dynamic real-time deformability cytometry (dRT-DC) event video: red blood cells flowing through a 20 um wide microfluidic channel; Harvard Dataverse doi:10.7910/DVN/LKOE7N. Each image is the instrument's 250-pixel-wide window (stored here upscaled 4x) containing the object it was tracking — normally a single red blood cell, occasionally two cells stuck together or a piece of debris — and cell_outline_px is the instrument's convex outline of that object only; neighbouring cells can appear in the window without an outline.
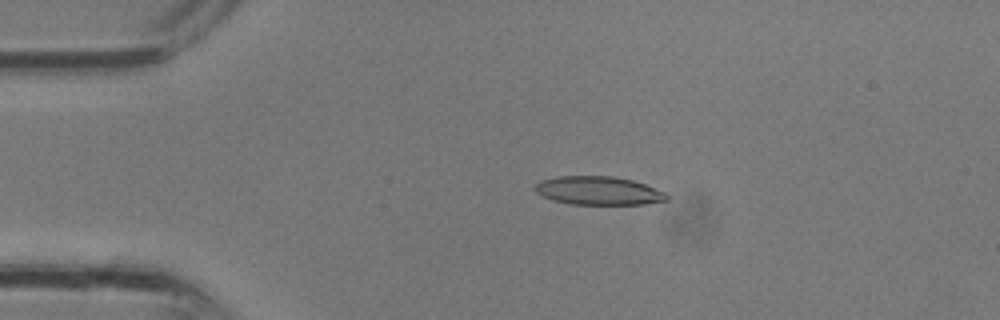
{"species": "common noctule bat (a hibernating species)", "species_latin": "Nyctalus noctula", "temperature_condition": "room temperature", "stored_images_in_passage": 10, "camera_frame_rate_fps": 3000, "um_per_image_px": 0.085, "animal": {"sex": "male", "body_mass_g": 13.3}, "frame": {"image": 1, "passage_image": 5, "time_ms": 1.333, "image_size_px": [1000, 320], "cell_outline_px": [[668, 200], [644, 204], [568, 204], [552, 200], [536, 192], [532, 188], [540, 180], [560, 176], [612, 176], [632, 180], [644, 184], [664, 192], [668, 196]], "centroid_in_image_um": [50.83, 16.21], "position_along_channel_um": 34.2, "area_um2": 21.79}}
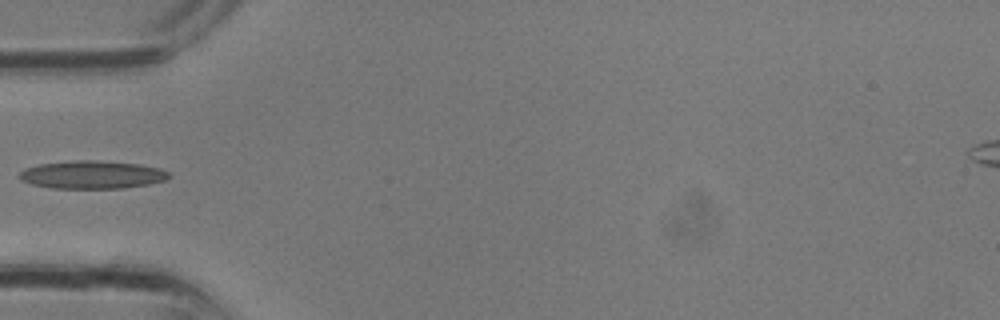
{"frame": {"image": 2, "passage_image": 9, "time_ms": 2.667, "image_size_px": [1000, 320], "cell_outline_px": [[172, 176], [164, 180], [148, 184], [124, 188], [52, 188], [32, 184], [20, 180], [16, 176], [24, 168], [40, 164], [76, 160], [92, 160], [140, 164], [160, 168], [168, 172]], "centroid_in_image_um": [7.8, 14.85], "position_along_channel_um": 77.2, "area_um2": 24.39}}